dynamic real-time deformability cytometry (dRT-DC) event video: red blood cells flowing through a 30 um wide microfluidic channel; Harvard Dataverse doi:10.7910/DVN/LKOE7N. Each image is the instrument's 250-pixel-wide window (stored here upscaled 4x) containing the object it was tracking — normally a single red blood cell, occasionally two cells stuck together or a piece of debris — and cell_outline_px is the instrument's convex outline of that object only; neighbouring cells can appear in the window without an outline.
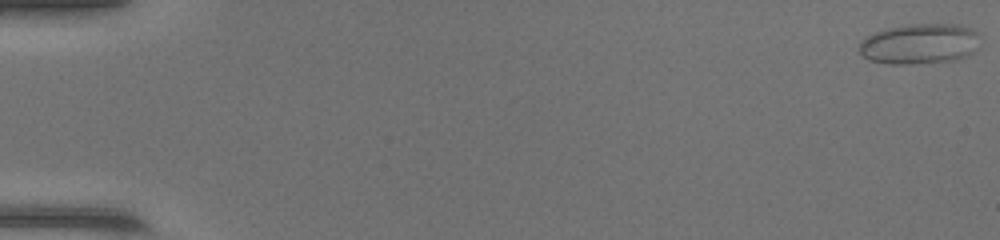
{"species": "common noctule bat (a hibernating species)", "species_latin": "Nyctalus noctula", "temperature_condition": "warm", "stored_images_in_passage": 49, "camera_frame_rate_fps": 3000, "um_per_image_px": 0.085, "animal": {"sex": "female", "body_mass_g": 17.0, "forearm_length_mm": 48.0}, "frame": {"image": 1, "passage_image": 1, "time_ms": 0.0, "image_size_px": [1000, 240], "cell_outline_px": [[984, 40], [980, 48], [968, 56], [956, 60], [908, 64], [888, 64], [868, 60], [860, 52], [860, 44], [868, 36], [884, 28], [904, 24], [960, 24], [976, 32]], "centroid_in_image_um": [78.26, 3.72], "position_along_channel_um": 6.7, "area_um2": 28.96}}
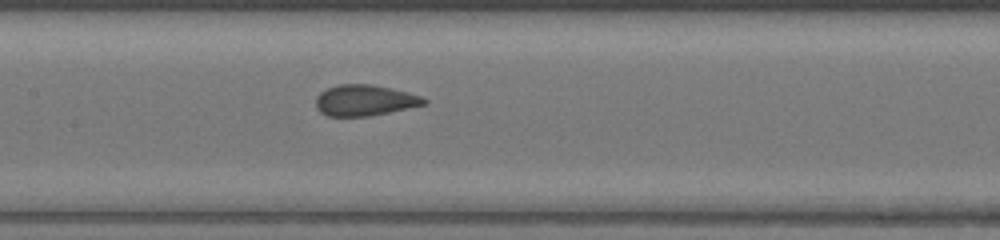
{"frame": {"image": 2, "passage_image": 25, "time_ms": 8.0, "image_size_px": [1000, 240], "cell_outline_px": [[428, 100], [424, 104], [388, 112], [368, 116], [328, 116], [320, 112], [316, 108], [316, 96], [320, 92], [328, 88], [340, 84], [372, 84], [392, 88], [408, 92], [420, 96]], "centroid_in_image_um": [30.96, 8.52], "position_along_channel_um": 176.4, "area_um2": 19.36}}
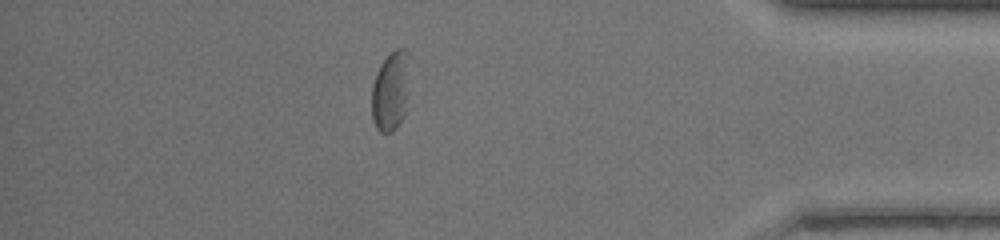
{"frame": {"image": 3, "passage_image": 43, "time_ms": 14.0, "image_size_px": [1000, 240], "cell_outline_px": [[412, 56], [408, 96], [404, 116], [396, 128], [392, 132], [380, 132], [376, 128], [372, 120], [372, 84], [376, 72], [380, 64], [396, 48], [404, 48]], "centroid_in_image_um": [33.25, 7.69], "position_along_channel_um": 401.9, "area_um2": 18.38}, "authors_computed_cell_mechanics": {"area_um2": 19.9988, "velocity_mm_per_s": 4.3432, "shape_relaxation_time_tau1_ms": 4.3849, "shape_relaxation_time_tau2_ms": null, "deformation_change_tau1": 0.1237, "deformation_change_tau2": null}}